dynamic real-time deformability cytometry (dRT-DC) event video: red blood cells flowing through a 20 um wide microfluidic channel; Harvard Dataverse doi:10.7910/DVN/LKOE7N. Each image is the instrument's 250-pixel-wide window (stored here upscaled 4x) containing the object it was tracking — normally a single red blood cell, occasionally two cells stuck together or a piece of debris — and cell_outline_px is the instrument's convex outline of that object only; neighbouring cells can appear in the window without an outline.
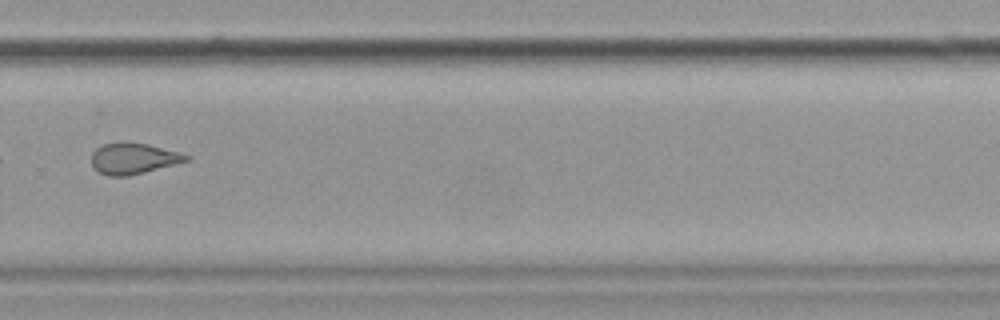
{"species": "common noctule bat (a hibernating species)", "species_latin": "Nyctalus noctula", "temperature_condition": "cold", "stored_images_in_passage": 11, "camera_frame_rate_fps": 3000, "um_per_image_px": 0.085, "animal": {"sex": "female", "body_mass_g": 19.9}, "frame": {"image": 1, "passage_image": 7, "time_ms": 7.0, "image_size_px": [1000, 320], "cell_outline_px": [[192, 156], [188, 160], [144, 172], [128, 176], [108, 176], [92, 168], [92, 152], [96, 148], [104, 144], [120, 140], [148, 144], [180, 152]], "centroid_in_image_um": [11.3, 13.44], "position_along_channel_um": 318.5, "area_um2": 17.28}, "authors_computed_cell_mechanics": {"area_um2": 17.2822, "velocity_mm_per_s": 3.5836, "shape_relaxation_time_tau1_ms": null, "shape_relaxation_time_tau2_ms": 1.4068, "deformation_change_tau1": null, "deformation_change_tau2": 0.0738}}